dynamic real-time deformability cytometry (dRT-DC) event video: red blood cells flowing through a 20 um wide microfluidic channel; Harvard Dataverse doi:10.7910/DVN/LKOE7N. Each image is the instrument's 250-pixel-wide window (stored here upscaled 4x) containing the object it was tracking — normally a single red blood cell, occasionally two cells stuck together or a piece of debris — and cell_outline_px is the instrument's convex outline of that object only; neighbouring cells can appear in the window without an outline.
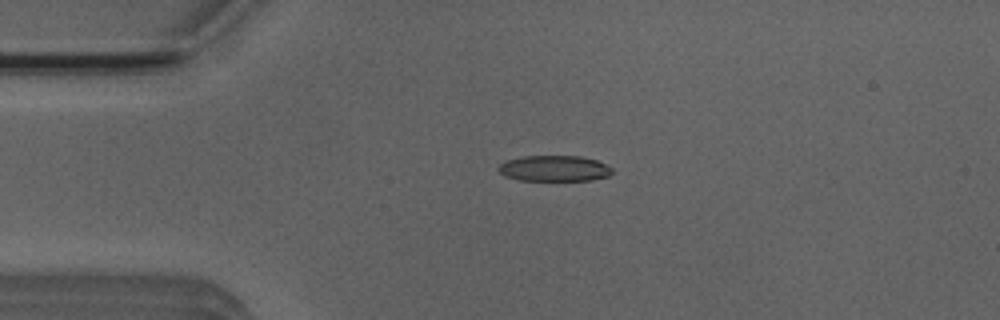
{"species": "Egyptian fruit bat (a non-hibernating species)", "species_latin": "Rousettus aegyptiacus", "temperature_condition": "room temperature", "stored_images_in_passage": 41, "camera_frame_rate_fps": 3000, "um_per_image_px": 0.085, "animal": {"sex": "male"}, "frame": {"image": 1, "passage_image": 1, "time_ms": 0.0, "image_size_px": [1000, 320], "cell_outline_px": [[612, 172], [608, 176], [592, 180], [520, 180], [504, 176], [496, 168], [504, 160], [524, 156], [580, 156], [596, 160], [612, 168]], "centroid_in_image_um": [47.07, 14.31], "position_along_channel_um": 37.9, "area_um2": 17.11}}
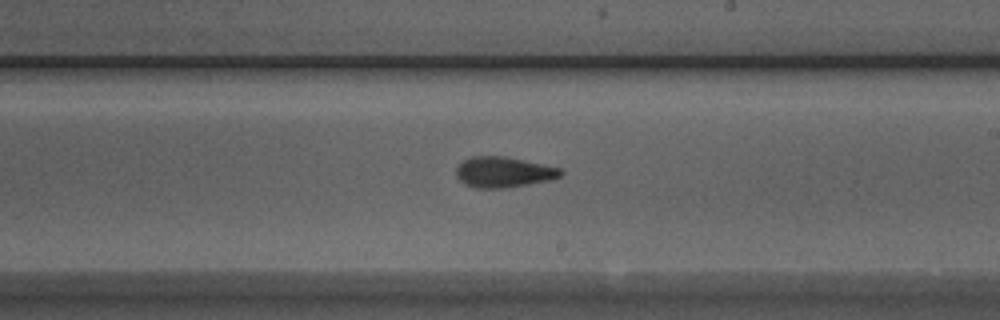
{"frame": {"image": 2, "passage_image": 19, "time_ms": 6.0, "image_size_px": [1000, 320], "cell_outline_px": [[564, 172], [560, 176], [552, 180], [504, 188], [476, 188], [464, 184], [456, 176], [456, 168], [464, 160], [472, 156], [504, 156], [560, 168]], "centroid_in_image_um": [42.79, 14.64], "position_along_channel_um": 246.2, "area_um2": 18.55}}
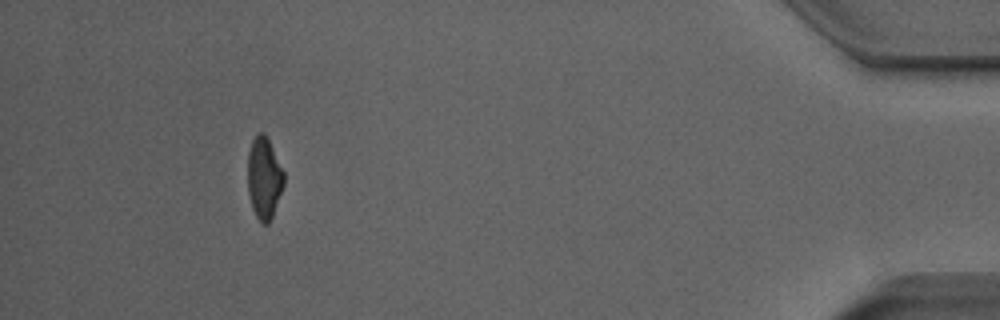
{"frame": {"image": 3, "passage_image": 37, "time_ms": 12.0, "image_size_px": [1000, 320], "cell_outline_px": [[284, 184], [272, 216], [268, 224], [260, 224], [252, 208], [248, 192], [248, 152], [252, 140], [260, 132], [264, 132], [284, 172]], "centroid_in_image_um": [22.43, 15.16], "position_along_channel_um": 412.8, "area_um2": 17.05}, "authors_computed_cell_mechanics": {"area_um2": 17.9758, "velocity_mm_per_s": 3.9338, "shape_relaxation_time_tau1_ms": 7.2395, "shape_relaxation_time_tau2_ms": 2.5315, "deformation_change_tau1": 0.1926, "deformation_change_tau2": 0.1077}}